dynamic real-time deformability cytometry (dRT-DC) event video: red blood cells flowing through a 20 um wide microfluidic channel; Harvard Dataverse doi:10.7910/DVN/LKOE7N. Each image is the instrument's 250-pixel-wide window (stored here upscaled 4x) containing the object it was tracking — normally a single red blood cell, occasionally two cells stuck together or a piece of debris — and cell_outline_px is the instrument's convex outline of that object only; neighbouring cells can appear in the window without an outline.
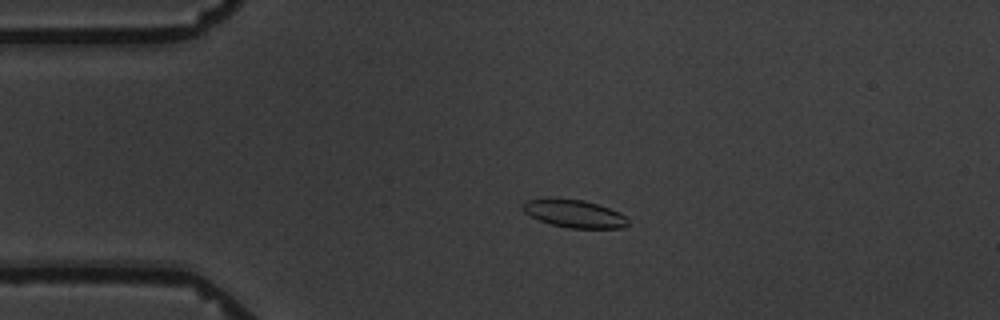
{"species": "common noctule bat (a hibernating species)", "species_latin": "Nyctalus noctula", "temperature_condition": "warm", "stored_images_in_passage": 4, "camera_frame_rate_fps": 3000, "um_per_image_px": 0.085, "animal": {"sex": "male", "body_mass_g": 19.5, "forearm_length_mm": 54.6}, "frame": {"image": 1, "passage_image": 3, "time_ms": 2.333, "image_size_px": [1000, 320], "cell_outline_px": [[628, 224], [624, 228], [568, 228], [552, 224], [540, 220], [524, 212], [520, 208], [528, 200], [548, 196], [584, 200], [608, 208], [624, 216], [628, 220]], "centroid_in_image_um": [48.75, 18.13], "position_along_channel_um": 36.2, "area_um2": 17.11}}